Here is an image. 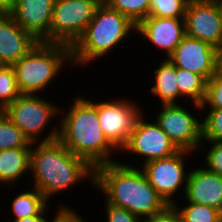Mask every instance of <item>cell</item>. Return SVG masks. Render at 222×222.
Masks as SVG:
<instances>
[{
	"mask_svg": "<svg viewBox=\"0 0 222 222\" xmlns=\"http://www.w3.org/2000/svg\"><path fill=\"white\" fill-rule=\"evenodd\" d=\"M94 188L108 204L124 208L142 221L168 204L150 185L140 166L130 162H110L95 168Z\"/></svg>",
	"mask_w": 222,
	"mask_h": 222,
	"instance_id": "6da1fadb",
	"label": "cell"
},
{
	"mask_svg": "<svg viewBox=\"0 0 222 222\" xmlns=\"http://www.w3.org/2000/svg\"><path fill=\"white\" fill-rule=\"evenodd\" d=\"M30 172L31 186L49 202L56 194L61 195L63 191L87 179L94 187L95 169L86 160L70 152L58 139L32 144Z\"/></svg>",
	"mask_w": 222,
	"mask_h": 222,
	"instance_id": "7a4b0ae2",
	"label": "cell"
},
{
	"mask_svg": "<svg viewBox=\"0 0 222 222\" xmlns=\"http://www.w3.org/2000/svg\"><path fill=\"white\" fill-rule=\"evenodd\" d=\"M68 111H60L58 140L73 154L86 160L94 169L115 162L119 151L106 139L99 120L98 102L77 96ZM63 115V116H62ZM117 151V152H116ZM114 153V154H113Z\"/></svg>",
	"mask_w": 222,
	"mask_h": 222,
	"instance_id": "3957f363",
	"label": "cell"
},
{
	"mask_svg": "<svg viewBox=\"0 0 222 222\" xmlns=\"http://www.w3.org/2000/svg\"><path fill=\"white\" fill-rule=\"evenodd\" d=\"M132 33L136 35V25L125 15L101 2L83 34L70 47L73 67L83 66L86 69L84 66L112 54L126 38L129 40Z\"/></svg>",
	"mask_w": 222,
	"mask_h": 222,
	"instance_id": "277c9868",
	"label": "cell"
},
{
	"mask_svg": "<svg viewBox=\"0 0 222 222\" xmlns=\"http://www.w3.org/2000/svg\"><path fill=\"white\" fill-rule=\"evenodd\" d=\"M73 67L71 48L66 44L38 41L35 46L11 66L21 94L47 90L58 78L63 67Z\"/></svg>",
	"mask_w": 222,
	"mask_h": 222,
	"instance_id": "5b68a950",
	"label": "cell"
},
{
	"mask_svg": "<svg viewBox=\"0 0 222 222\" xmlns=\"http://www.w3.org/2000/svg\"><path fill=\"white\" fill-rule=\"evenodd\" d=\"M41 94H21L4 110V114L24 133L31 143L50 142L57 140L60 132V125L51 126L48 134L44 130L48 128L58 114L61 106L46 100ZM55 104V105H54ZM58 127V128H57ZM42 135V136H41ZM44 136V137H43ZM40 137V138H39Z\"/></svg>",
	"mask_w": 222,
	"mask_h": 222,
	"instance_id": "8992f818",
	"label": "cell"
},
{
	"mask_svg": "<svg viewBox=\"0 0 222 222\" xmlns=\"http://www.w3.org/2000/svg\"><path fill=\"white\" fill-rule=\"evenodd\" d=\"M100 0H55L50 42L72 46L93 19Z\"/></svg>",
	"mask_w": 222,
	"mask_h": 222,
	"instance_id": "52a82bcc",
	"label": "cell"
},
{
	"mask_svg": "<svg viewBox=\"0 0 222 222\" xmlns=\"http://www.w3.org/2000/svg\"><path fill=\"white\" fill-rule=\"evenodd\" d=\"M180 103L161 104L160 112L153 120L168 135L171 141L179 150L199 153L202 144V120L199 113V119L196 114L188 111ZM199 149V150H198Z\"/></svg>",
	"mask_w": 222,
	"mask_h": 222,
	"instance_id": "ba28073f",
	"label": "cell"
},
{
	"mask_svg": "<svg viewBox=\"0 0 222 222\" xmlns=\"http://www.w3.org/2000/svg\"><path fill=\"white\" fill-rule=\"evenodd\" d=\"M113 98L98 101V120L106 139L120 152L143 113L134 100ZM140 108V109H139Z\"/></svg>",
	"mask_w": 222,
	"mask_h": 222,
	"instance_id": "9c48e42d",
	"label": "cell"
},
{
	"mask_svg": "<svg viewBox=\"0 0 222 222\" xmlns=\"http://www.w3.org/2000/svg\"><path fill=\"white\" fill-rule=\"evenodd\" d=\"M191 155L195 156L192 152L180 150L170 157L149 161L141 165L150 185L168 205H173L176 202L174 197L176 194L180 195L177 192L182 191L180 190L182 187L183 194H185L190 172L186 170L187 162L185 160Z\"/></svg>",
	"mask_w": 222,
	"mask_h": 222,
	"instance_id": "30bf717a",
	"label": "cell"
},
{
	"mask_svg": "<svg viewBox=\"0 0 222 222\" xmlns=\"http://www.w3.org/2000/svg\"><path fill=\"white\" fill-rule=\"evenodd\" d=\"M145 117L146 115L142 113L137 119L134 130L121 151L139 157L142 156L140 160L142 162L144 158L142 165L149 161L170 157L179 152L180 150L156 121H148Z\"/></svg>",
	"mask_w": 222,
	"mask_h": 222,
	"instance_id": "8fae6325",
	"label": "cell"
},
{
	"mask_svg": "<svg viewBox=\"0 0 222 222\" xmlns=\"http://www.w3.org/2000/svg\"><path fill=\"white\" fill-rule=\"evenodd\" d=\"M184 19L188 37L222 49V14L216 0H189Z\"/></svg>",
	"mask_w": 222,
	"mask_h": 222,
	"instance_id": "7c38bea8",
	"label": "cell"
},
{
	"mask_svg": "<svg viewBox=\"0 0 222 222\" xmlns=\"http://www.w3.org/2000/svg\"><path fill=\"white\" fill-rule=\"evenodd\" d=\"M167 59L176 67L197 73L208 81L217 72L218 50L186 35Z\"/></svg>",
	"mask_w": 222,
	"mask_h": 222,
	"instance_id": "4fadbf2b",
	"label": "cell"
},
{
	"mask_svg": "<svg viewBox=\"0 0 222 222\" xmlns=\"http://www.w3.org/2000/svg\"><path fill=\"white\" fill-rule=\"evenodd\" d=\"M55 0H14L10 15L37 41L50 42Z\"/></svg>",
	"mask_w": 222,
	"mask_h": 222,
	"instance_id": "5bb4252c",
	"label": "cell"
},
{
	"mask_svg": "<svg viewBox=\"0 0 222 222\" xmlns=\"http://www.w3.org/2000/svg\"><path fill=\"white\" fill-rule=\"evenodd\" d=\"M136 34L164 51L167 59L186 36L185 19L147 17L136 25Z\"/></svg>",
	"mask_w": 222,
	"mask_h": 222,
	"instance_id": "9a60e30c",
	"label": "cell"
},
{
	"mask_svg": "<svg viewBox=\"0 0 222 222\" xmlns=\"http://www.w3.org/2000/svg\"><path fill=\"white\" fill-rule=\"evenodd\" d=\"M38 41L22 29L10 14H0V61L12 65L25 56Z\"/></svg>",
	"mask_w": 222,
	"mask_h": 222,
	"instance_id": "2e32d148",
	"label": "cell"
},
{
	"mask_svg": "<svg viewBox=\"0 0 222 222\" xmlns=\"http://www.w3.org/2000/svg\"><path fill=\"white\" fill-rule=\"evenodd\" d=\"M184 195L188 202L216 208L222 201V176L204 166L191 167Z\"/></svg>",
	"mask_w": 222,
	"mask_h": 222,
	"instance_id": "e0dca14e",
	"label": "cell"
},
{
	"mask_svg": "<svg viewBox=\"0 0 222 222\" xmlns=\"http://www.w3.org/2000/svg\"><path fill=\"white\" fill-rule=\"evenodd\" d=\"M32 147H18L0 150V185L11 188L30 173V152ZM22 178V179H21ZM7 184V185H6ZM11 185V186H10Z\"/></svg>",
	"mask_w": 222,
	"mask_h": 222,
	"instance_id": "ac0fdd59",
	"label": "cell"
},
{
	"mask_svg": "<svg viewBox=\"0 0 222 222\" xmlns=\"http://www.w3.org/2000/svg\"><path fill=\"white\" fill-rule=\"evenodd\" d=\"M160 64V65H159ZM155 68L153 84L150 91L161 104H178L180 100L179 88L176 79V66L168 59H163Z\"/></svg>",
	"mask_w": 222,
	"mask_h": 222,
	"instance_id": "d6986e66",
	"label": "cell"
},
{
	"mask_svg": "<svg viewBox=\"0 0 222 222\" xmlns=\"http://www.w3.org/2000/svg\"><path fill=\"white\" fill-rule=\"evenodd\" d=\"M13 198L10 207L15 218L12 221L31 216L48 217L47 211H50L51 203L36 188H27Z\"/></svg>",
	"mask_w": 222,
	"mask_h": 222,
	"instance_id": "ffe728a7",
	"label": "cell"
},
{
	"mask_svg": "<svg viewBox=\"0 0 222 222\" xmlns=\"http://www.w3.org/2000/svg\"><path fill=\"white\" fill-rule=\"evenodd\" d=\"M176 79L180 98L191 100L190 104L193 103L191 106H195L193 109L202 113L201 104L205 99L207 81L197 73L178 67H176Z\"/></svg>",
	"mask_w": 222,
	"mask_h": 222,
	"instance_id": "44dd1931",
	"label": "cell"
},
{
	"mask_svg": "<svg viewBox=\"0 0 222 222\" xmlns=\"http://www.w3.org/2000/svg\"><path fill=\"white\" fill-rule=\"evenodd\" d=\"M24 133L4 114L0 112V150L18 147H32Z\"/></svg>",
	"mask_w": 222,
	"mask_h": 222,
	"instance_id": "7402d4cb",
	"label": "cell"
},
{
	"mask_svg": "<svg viewBox=\"0 0 222 222\" xmlns=\"http://www.w3.org/2000/svg\"><path fill=\"white\" fill-rule=\"evenodd\" d=\"M105 3L128 17L135 25L149 16L150 0H107Z\"/></svg>",
	"mask_w": 222,
	"mask_h": 222,
	"instance_id": "603a6c76",
	"label": "cell"
},
{
	"mask_svg": "<svg viewBox=\"0 0 222 222\" xmlns=\"http://www.w3.org/2000/svg\"><path fill=\"white\" fill-rule=\"evenodd\" d=\"M20 95L21 92L12 66H0V110L3 111Z\"/></svg>",
	"mask_w": 222,
	"mask_h": 222,
	"instance_id": "cb8c5ba5",
	"label": "cell"
},
{
	"mask_svg": "<svg viewBox=\"0 0 222 222\" xmlns=\"http://www.w3.org/2000/svg\"><path fill=\"white\" fill-rule=\"evenodd\" d=\"M186 206H180L178 200L174 203L178 212L183 218V222H217L218 216L216 208L203 204L188 202Z\"/></svg>",
	"mask_w": 222,
	"mask_h": 222,
	"instance_id": "d4e9b609",
	"label": "cell"
},
{
	"mask_svg": "<svg viewBox=\"0 0 222 222\" xmlns=\"http://www.w3.org/2000/svg\"><path fill=\"white\" fill-rule=\"evenodd\" d=\"M189 0H150L149 16L184 19Z\"/></svg>",
	"mask_w": 222,
	"mask_h": 222,
	"instance_id": "484cf974",
	"label": "cell"
},
{
	"mask_svg": "<svg viewBox=\"0 0 222 222\" xmlns=\"http://www.w3.org/2000/svg\"><path fill=\"white\" fill-rule=\"evenodd\" d=\"M206 109H202V113H206L201 120L202 141H222V109Z\"/></svg>",
	"mask_w": 222,
	"mask_h": 222,
	"instance_id": "4316f807",
	"label": "cell"
},
{
	"mask_svg": "<svg viewBox=\"0 0 222 222\" xmlns=\"http://www.w3.org/2000/svg\"><path fill=\"white\" fill-rule=\"evenodd\" d=\"M220 108L222 109V74L217 72L207 81L206 95L201 109Z\"/></svg>",
	"mask_w": 222,
	"mask_h": 222,
	"instance_id": "83f0119b",
	"label": "cell"
},
{
	"mask_svg": "<svg viewBox=\"0 0 222 222\" xmlns=\"http://www.w3.org/2000/svg\"><path fill=\"white\" fill-rule=\"evenodd\" d=\"M206 143L208 145H206ZM209 146L205 153L204 166L208 171L222 176V141H202L201 146Z\"/></svg>",
	"mask_w": 222,
	"mask_h": 222,
	"instance_id": "f1b7e54d",
	"label": "cell"
},
{
	"mask_svg": "<svg viewBox=\"0 0 222 222\" xmlns=\"http://www.w3.org/2000/svg\"><path fill=\"white\" fill-rule=\"evenodd\" d=\"M105 203L106 222H143L138 216L130 211Z\"/></svg>",
	"mask_w": 222,
	"mask_h": 222,
	"instance_id": "f546056e",
	"label": "cell"
},
{
	"mask_svg": "<svg viewBox=\"0 0 222 222\" xmlns=\"http://www.w3.org/2000/svg\"><path fill=\"white\" fill-rule=\"evenodd\" d=\"M143 222H183L175 205H167L163 210L146 218Z\"/></svg>",
	"mask_w": 222,
	"mask_h": 222,
	"instance_id": "4dcf8cb0",
	"label": "cell"
},
{
	"mask_svg": "<svg viewBox=\"0 0 222 222\" xmlns=\"http://www.w3.org/2000/svg\"><path fill=\"white\" fill-rule=\"evenodd\" d=\"M59 208V209H58ZM56 214L51 216L47 222H86L84 217H81L74 208L68 207L66 204H59Z\"/></svg>",
	"mask_w": 222,
	"mask_h": 222,
	"instance_id": "1f68e13d",
	"label": "cell"
},
{
	"mask_svg": "<svg viewBox=\"0 0 222 222\" xmlns=\"http://www.w3.org/2000/svg\"><path fill=\"white\" fill-rule=\"evenodd\" d=\"M14 0H0V14H10Z\"/></svg>",
	"mask_w": 222,
	"mask_h": 222,
	"instance_id": "d6a6232c",
	"label": "cell"
},
{
	"mask_svg": "<svg viewBox=\"0 0 222 222\" xmlns=\"http://www.w3.org/2000/svg\"><path fill=\"white\" fill-rule=\"evenodd\" d=\"M48 219H46L45 216H31L19 220H14L12 222H47ZM10 222V221H9Z\"/></svg>",
	"mask_w": 222,
	"mask_h": 222,
	"instance_id": "836d02e7",
	"label": "cell"
},
{
	"mask_svg": "<svg viewBox=\"0 0 222 222\" xmlns=\"http://www.w3.org/2000/svg\"><path fill=\"white\" fill-rule=\"evenodd\" d=\"M217 70L222 74V49L218 50Z\"/></svg>",
	"mask_w": 222,
	"mask_h": 222,
	"instance_id": "e575fe53",
	"label": "cell"
},
{
	"mask_svg": "<svg viewBox=\"0 0 222 222\" xmlns=\"http://www.w3.org/2000/svg\"><path fill=\"white\" fill-rule=\"evenodd\" d=\"M216 211H217L218 220H219V221H222V201H221L220 204L216 207Z\"/></svg>",
	"mask_w": 222,
	"mask_h": 222,
	"instance_id": "d590c367",
	"label": "cell"
},
{
	"mask_svg": "<svg viewBox=\"0 0 222 222\" xmlns=\"http://www.w3.org/2000/svg\"><path fill=\"white\" fill-rule=\"evenodd\" d=\"M219 4L220 10H221V14H222V0H216Z\"/></svg>",
	"mask_w": 222,
	"mask_h": 222,
	"instance_id": "8d00e7d4",
	"label": "cell"
}]
</instances>
